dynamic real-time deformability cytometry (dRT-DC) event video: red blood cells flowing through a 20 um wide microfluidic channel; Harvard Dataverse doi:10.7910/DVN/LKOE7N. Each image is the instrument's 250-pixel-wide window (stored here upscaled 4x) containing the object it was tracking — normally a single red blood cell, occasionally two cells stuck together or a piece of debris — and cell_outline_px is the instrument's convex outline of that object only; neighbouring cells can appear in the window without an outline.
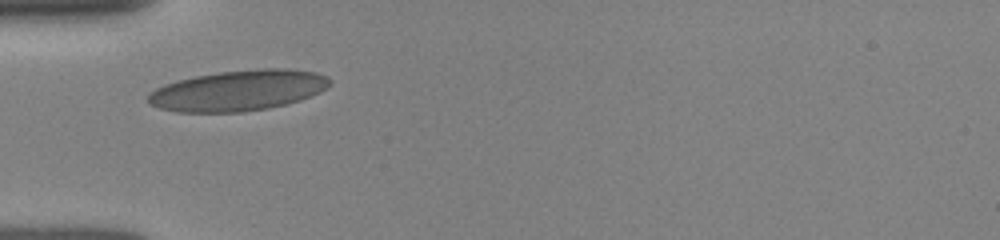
{"species": "human", "species_latin": "Homo sapiens", "temperature_condition": "room temperature", "stored_images_in_passage": 46, "camera_frame_rate_fps": 3000, "um_per_image_px": 0.085, "donor": {"sex": "female"}, "frame": {"image": 1, "passage_image": 1, "time_ms": 0.0, "image_size_px": [1000, 240], "cell_outline_px": [[332, 84], [320, 92], [300, 100], [288, 104], [268, 108], [244, 112], [176, 112], [160, 108], [152, 104], [148, 100], [148, 92], [164, 84], [196, 76], [220, 72], [260, 68], [288, 68], [316, 72], [328, 76], [332, 80]], "centroid_in_image_um": [20.3, 7.69], "position_along_channel_um": 64.7, "area_um2": 43.23}}
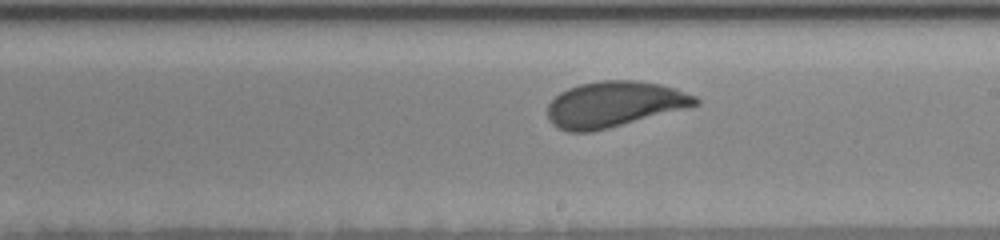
{"frame": {"image": 2, "passage_image": 25, "time_ms": 4.333, "image_size_px": [1000, 240], "cell_outline_px": [[700, 104], [608, 128], [592, 132], [568, 132], [556, 128], [548, 120], [548, 104], [560, 92], [568, 88], [580, 84], [600, 80], [636, 80], [660, 84], [676, 88], [696, 96], [700, 100]], "centroid_in_image_um": [52.18, 8.86], "position_along_channel_um": 236.8, "area_um2": 39.36}}
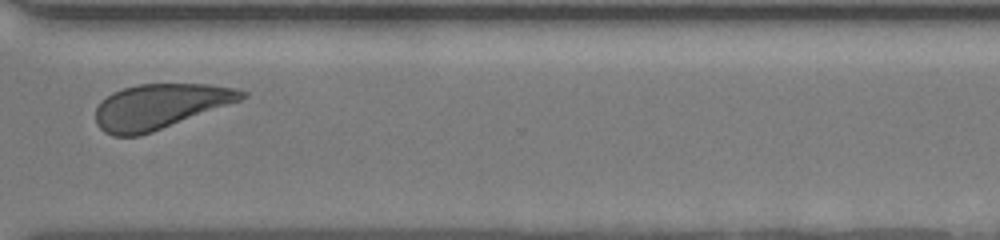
{"frame": {"image": 3, "passage_image": 45, "time_ms": 7.333, "image_size_px": [1000, 240], "cell_outline_px": [[248, 96], [240, 100], [152, 132], [140, 136], [112, 136], [104, 132], [96, 124], [96, 108], [112, 92], [124, 88], [140, 84], [208, 84], [236, 88], [248, 92]], "centroid_in_image_um": [13.59, 9.04], "position_along_channel_um": 357.0, "area_um2": 37.92}}